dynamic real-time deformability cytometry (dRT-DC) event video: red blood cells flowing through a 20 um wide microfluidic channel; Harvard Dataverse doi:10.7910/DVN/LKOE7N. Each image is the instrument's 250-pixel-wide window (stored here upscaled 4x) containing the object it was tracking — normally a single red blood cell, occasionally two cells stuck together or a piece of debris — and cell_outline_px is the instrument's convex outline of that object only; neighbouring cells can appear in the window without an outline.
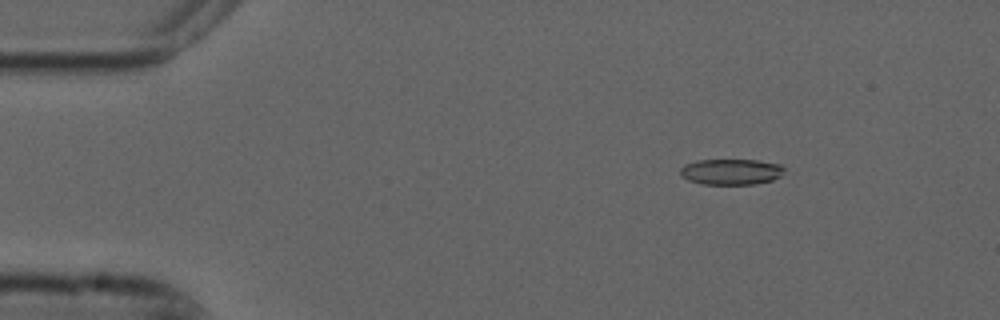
{"species": "common noctule bat (a hibernating species)", "species_latin": "Nyctalus noctula", "temperature_condition": "cold", "stored_images_in_passage": 5, "camera_frame_rate_fps": 3000, "um_per_image_px": 0.085, "animal": {"sex": "male", "forearm_length_mm": 52.5}, "frame": {"image": 1, "passage_image": 2, "time_ms": 0.333, "image_size_px": [1000, 320], "cell_outline_px": [[784, 168], [780, 176], [772, 180], [756, 184], [704, 184], [688, 180], [680, 176], [680, 168], [684, 164], [696, 160], [756, 160], [780, 164]], "centroid_in_image_um": [62.1, 14.6], "position_along_channel_um": 22.9, "area_um2": 15.66}}
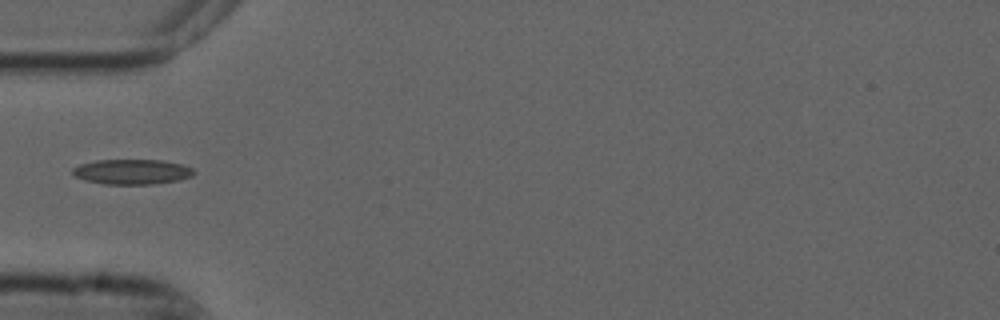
{"frame": {"image": 2, "passage_image": 5, "time_ms": 1.333, "image_size_px": [1000, 320], "cell_outline_px": [[196, 172], [192, 176], [180, 180], [152, 184], [104, 184], [84, 180], [76, 176], [72, 172], [72, 168], [80, 164], [96, 160], [160, 160], [184, 164], [192, 168]], "centroid_in_image_um": [11.25, 14.6], "position_along_channel_um": 73.8, "area_um2": 17.8}}